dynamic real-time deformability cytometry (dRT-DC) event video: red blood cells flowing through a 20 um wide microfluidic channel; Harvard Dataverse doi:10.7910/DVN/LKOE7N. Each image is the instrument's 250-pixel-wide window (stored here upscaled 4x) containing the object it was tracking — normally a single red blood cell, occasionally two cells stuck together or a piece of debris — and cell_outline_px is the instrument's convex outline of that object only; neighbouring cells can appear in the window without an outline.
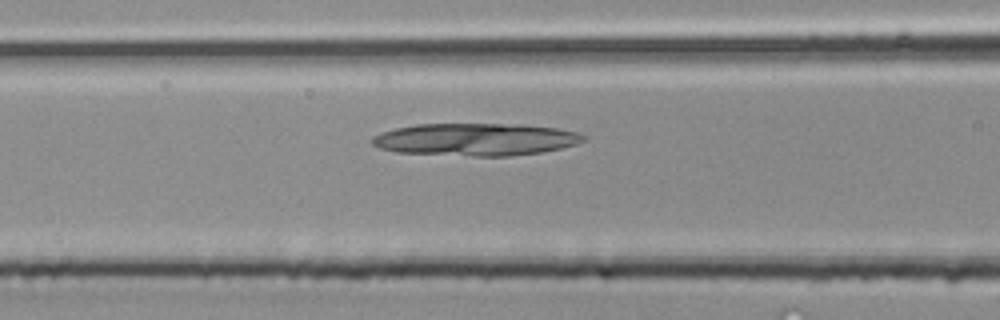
{"species": "common noctule bat (a hibernating species)", "species_latin": "Nyctalus noctula", "temperature_condition": "room temperature", "stored_images_in_passage": 29, "camera_frame_rate_fps": 3000, "um_per_image_px": 0.085, "animal": {"sex": "male", "body_mass_g": 20.4}, "frame": {"image": 1, "passage_image": 6, "time_ms": 1.667, "image_size_px": [1000, 320], "cell_outline_px": [[584, 140], [576, 144], [560, 148], [540, 152], [508, 156], [472, 156], [396, 152], [380, 148], [372, 144], [372, 136], [380, 132], [396, 128], [416, 124], [516, 124], [556, 128], [576, 132], [584, 136]], "centroid_in_image_um": [40.37, 11.85], "position_along_channel_um": 126.2, "area_um2": 39.77}}
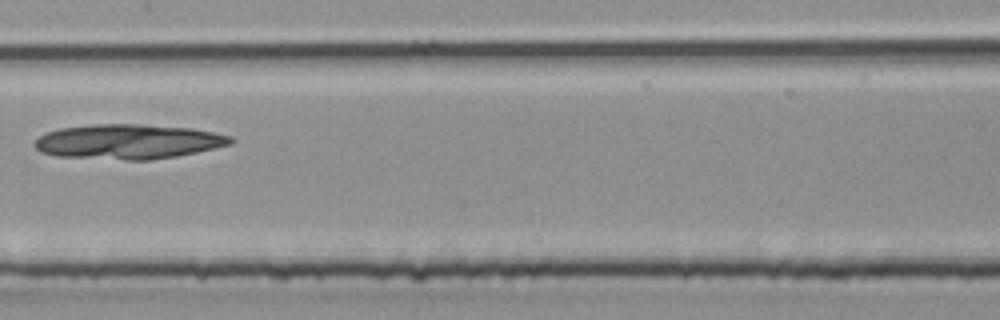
{"frame": {"image": 2, "passage_image": 10, "time_ms": 3.0, "image_size_px": [1000, 320], "cell_outline_px": [[236, 140], [232, 144], [216, 148], [176, 156], [152, 160], [124, 160], [56, 156], [40, 152], [32, 144], [44, 132], [60, 128], [96, 124], [136, 124], [192, 128], [232, 136]], "centroid_in_image_um": [10.9, 12.04], "position_along_channel_um": 196.5, "area_um2": 39.94}}
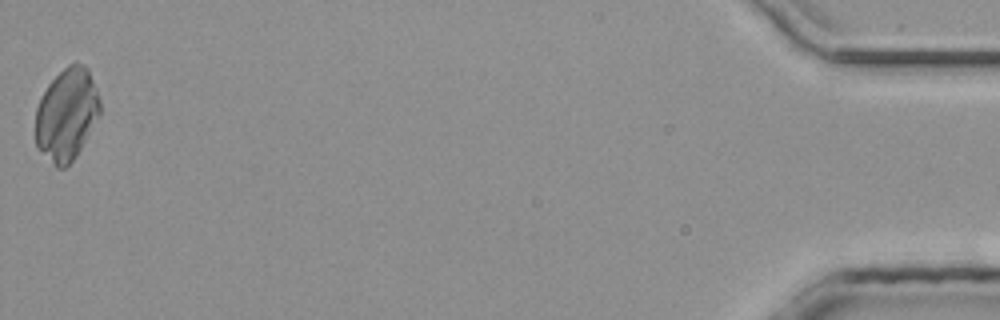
{"frame": {"image": 3, "passage_image": 29, "time_ms": 9.333, "image_size_px": [1000, 320], "cell_outline_px": [[100, 112], [76, 156], [64, 168], [56, 168], [36, 148], [36, 108], [48, 84], [68, 64], [76, 60], [84, 64], [88, 68], [96, 88], [100, 100]], "centroid_in_image_um": [5.66, 9.71], "position_along_channel_um": 429.5, "area_um2": 34.51}}